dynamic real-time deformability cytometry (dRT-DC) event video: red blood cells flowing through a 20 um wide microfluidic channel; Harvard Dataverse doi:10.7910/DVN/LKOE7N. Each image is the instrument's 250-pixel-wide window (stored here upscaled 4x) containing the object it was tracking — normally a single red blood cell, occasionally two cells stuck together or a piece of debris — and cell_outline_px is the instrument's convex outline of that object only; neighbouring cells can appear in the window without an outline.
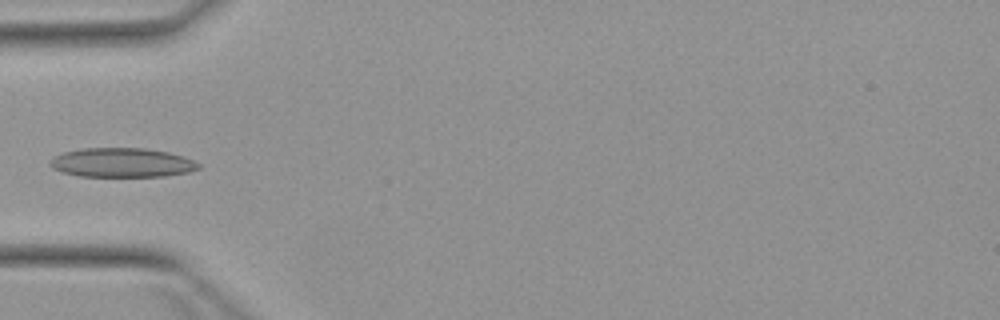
{"species": "Egyptian fruit bat (a non-hibernating species)", "species_latin": "Rousettus aegyptiacus", "temperature_condition": "warm", "stored_images_in_passage": 5, "camera_frame_rate_fps": 3000, "um_per_image_px": 0.085, "animal": {"sex": "female"}, "frame": {"image": 1, "passage_image": 5, "time_ms": 4.667, "image_size_px": [1000, 320], "cell_outline_px": [[200, 168], [188, 172], [164, 176], [80, 176], [60, 172], [52, 168], [48, 164], [56, 156], [64, 152], [84, 148], [144, 148], [168, 152], [192, 160], [200, 164]], "centroid_in_image_um": [10.34, 13.82], "position_along_channel_um": 74.7, "area_um2": 25.09}}